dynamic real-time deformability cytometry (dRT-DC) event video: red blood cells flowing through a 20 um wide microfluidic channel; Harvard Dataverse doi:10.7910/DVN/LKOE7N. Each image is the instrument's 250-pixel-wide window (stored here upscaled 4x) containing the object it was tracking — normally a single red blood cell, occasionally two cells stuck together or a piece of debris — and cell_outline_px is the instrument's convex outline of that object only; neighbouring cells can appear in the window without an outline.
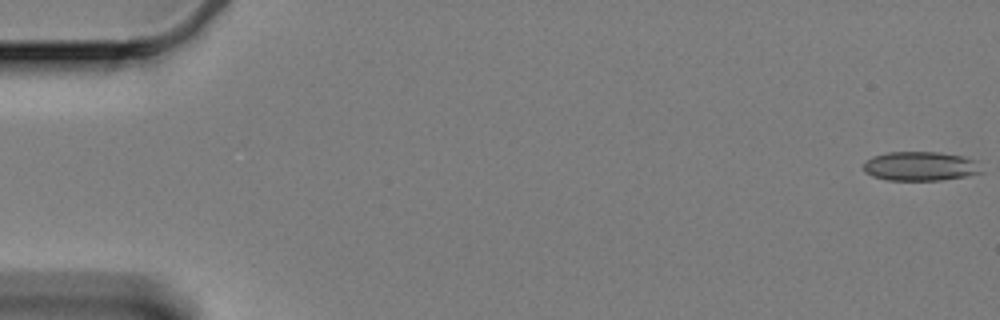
{"species": "Egyptian fruit bat (a non-hibernating species)", "species_latin": "Rousettus aegyptiacus", "temperature_condition": "cold", "stored_images_in_passage": 14, "camera_frame_rate_fps": 3000, "um_per_image_px": 0.085, "animal": {"sex": "female"}, "frame": {"image": 1, "passage_image": 1, "time_ms": 0.0, "image_size_px": [1000, 320], "cell_outline_px": [[984, 172], [964, 176], [940, 180], [888, 180], [872, 176], [864, 172], [864, 164], [872, 156], [888, 152], [936, 152], [964, 156], [976, 160]], "centroid_in_image_um": [78.24, 14.12], "position_along_channel_um": 6.8, "area_um2": 20.06}}
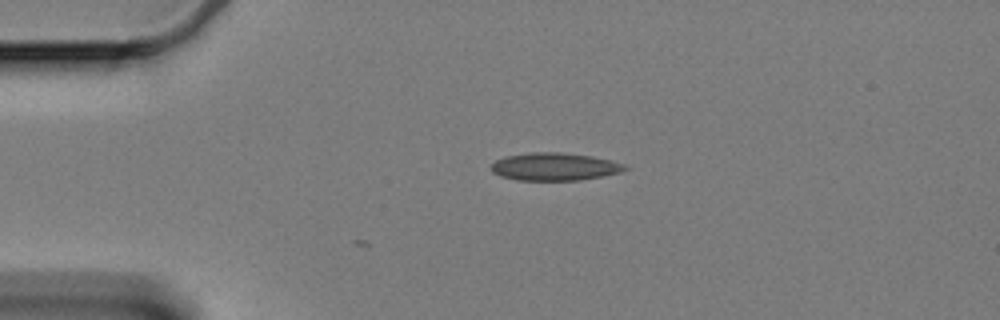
{"frame": {"image": 2, "passage_image": 14, "time_ms": 4.333, "image_size_px": [1000, 320], "cell_outline_px": [[628, 168], [620, 172], [604, 176], [580, 180], [516, 180], [500, 176], [492, 172], [492, 164], [496, 160], [508, 156], [532, 152], [560, 152], [592, 156], [624, 164]], "centroid_in_image_um": [47.14, 14.17], "position_along_channel_um": 37.9, "area_um2": 21.44}}